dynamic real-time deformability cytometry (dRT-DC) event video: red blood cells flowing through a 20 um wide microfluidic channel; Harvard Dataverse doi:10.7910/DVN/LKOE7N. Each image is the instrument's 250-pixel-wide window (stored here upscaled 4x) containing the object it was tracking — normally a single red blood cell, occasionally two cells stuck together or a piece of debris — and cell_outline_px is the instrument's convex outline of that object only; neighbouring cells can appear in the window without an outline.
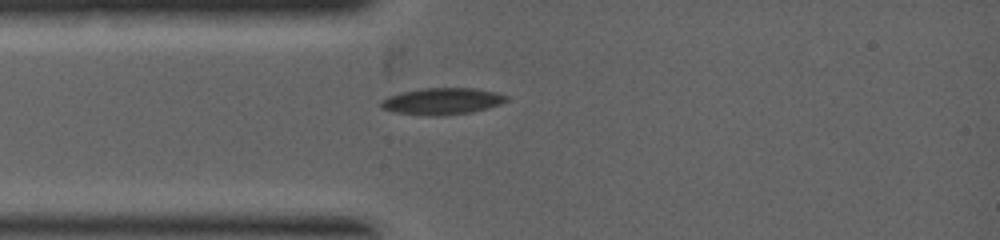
{"species": "common noctule bat (a hibernating species)", "species_latin": "Nyctalus noctula", "temperature_condition": "warm", "stored_images_in_passage": 4, "camera_frame_rate_fps": 5000, "um_per_image_px": 0.085, "animal": {"sex": "female", "body_mass_g": 19.0, "forearm_length_mm": 53.3}, "frame": {"image": 1, "passage_image": 1, "time_ms": 0.0, "image_size_px": [1000, 240], "cell_outline_px": [[508, 100], [500, 104], [488, 108], [472, 112], [444, 116], [432, 116], [396, 112], [384, 108], [380, 104], [380, 100], [388, 96], [400, 92], [424, 88], [476, 88], [496, 92], [508, 96]], "centroid_in_image_um": [37.61, 8.6], "position_along_channel_um": 47.4, "area_um2": 19.54}}
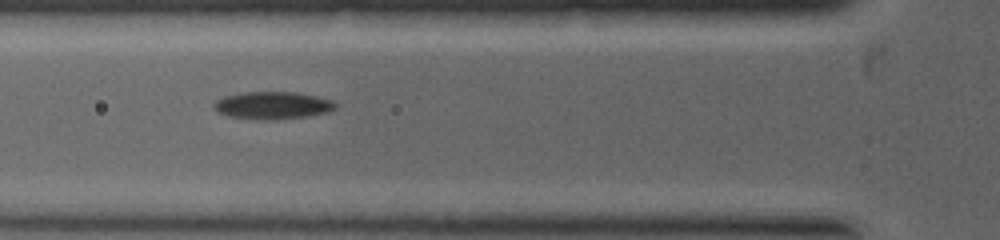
{"frame": {"image": 2, "passage_image": 3, "time_ms": 0.8, "image_size_px": [1000, 240], "cell_outline_px": [[336, 108], [328, 112], [308, 116], [276, 120], [260, 120], [228, 116], [216, 112], [212, 108], [212, 104], [216, 100], [224, 96], [244, 92], [296, 92], [316, 96], [332, 100], [336, 104]], "centroid_in_image_um": [23.13, 8.96], "position_along_channel_um": 102.7, "area_um2": 19.71}}